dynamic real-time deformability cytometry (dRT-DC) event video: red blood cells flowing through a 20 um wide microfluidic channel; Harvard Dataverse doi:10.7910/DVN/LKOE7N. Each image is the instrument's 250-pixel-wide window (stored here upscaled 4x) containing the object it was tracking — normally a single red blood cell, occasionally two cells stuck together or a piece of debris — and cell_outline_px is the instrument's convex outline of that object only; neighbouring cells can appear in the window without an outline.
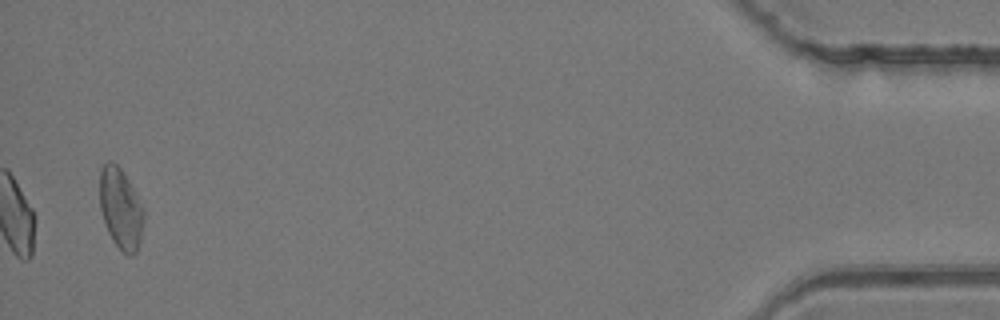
{"species": "common noctule bat (a hibernating species)", "species_latin": "Nyctalus noctula", "temperature_condition": "room temperature", "stored_images_in_passage": 34, "camera_frame_rate_fps": 3000, "um_per_image_px": 0.085, "animal": {"sex": "female", "body_mass_g": 24.6, "forearm_length_mm": 56.2}, "frame": {"image": 1, "passage_image": 34, "time_ms": 11.0, "image_size_px": [1000, 320], "cell_outline_px": [[144, 220], [140, 240], [136, 252], [132, 256], [128, 256], [112, 240], [104, 224], [100, 208], [100, 168], [108, 160], [112, 160], [120, 168], [128, 180], [144, 208]], "centroid_in_image_um": [10.25, 17.72], "position_along_channel_um": 424.9, "area_um2": 20.75}}